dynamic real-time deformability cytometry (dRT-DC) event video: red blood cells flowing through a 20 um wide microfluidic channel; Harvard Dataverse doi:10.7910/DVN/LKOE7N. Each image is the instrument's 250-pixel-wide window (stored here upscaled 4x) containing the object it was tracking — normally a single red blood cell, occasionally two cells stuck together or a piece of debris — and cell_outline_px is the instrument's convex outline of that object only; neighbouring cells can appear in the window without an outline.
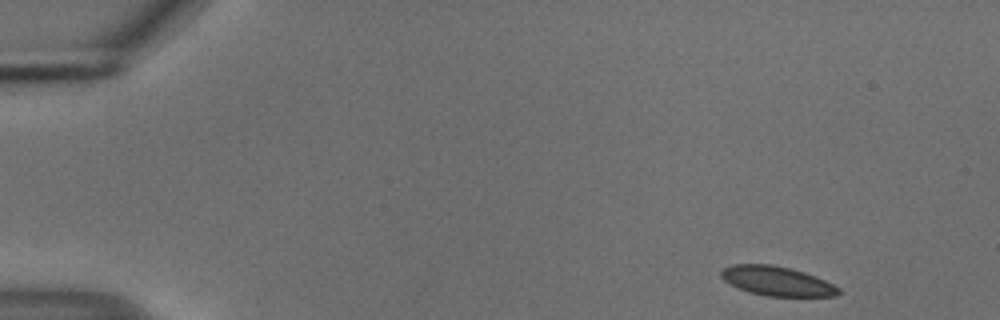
{"species": "common noctule bat (a hibernating species)", "species_latin": "Nyctalus noctula", "temperature_condition": "cold", "stored_images_in_passage": 6, "camera_frame_rate_fps": 3000, "um_per_image_px": 0.085, "animal": {"sex": "male", "body_mass_g": 18.8}, "frame": {"image": 1, "passage_image": 1, "time_ms": 0.0, "image_size_px": [1000, 320], "cell_outline_px": [[840, 292], [836, 296], [768, 296], [748, 292], [724, 280], [720, 276], [720, 272], [724, 268], [732, 264], [772, 264], [792, 268], [816, 276], [840, 288]], "centroid_in_image_um": [66.04, 23.88], "position_along_channel_um": 19.0, "area_um2": 20.06}}